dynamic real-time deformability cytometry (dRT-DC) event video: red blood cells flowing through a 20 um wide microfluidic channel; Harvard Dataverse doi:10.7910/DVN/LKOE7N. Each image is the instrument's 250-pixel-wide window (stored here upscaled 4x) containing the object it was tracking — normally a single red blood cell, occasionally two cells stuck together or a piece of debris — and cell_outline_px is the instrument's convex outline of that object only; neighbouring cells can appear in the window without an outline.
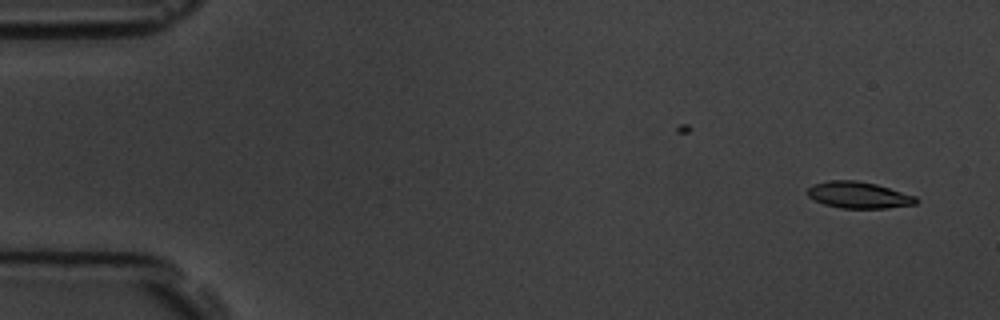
{"species": "common noctule bat (a hibernating species)", "species_latin": "Nyctalus noctula", "temperature_condition": "room temperature", "stored_images_in_passage": 3, "camera_frame_rate_fps": 3000, "um_per_image_px": 0.085, "animal": {"sex": "male", "body_mass_g": 19.5, "forearm_length_mm": 54.6}, "frame": {"image": 1, "passage_image": 3, "time_ms": 2.0, "image_size_px": [1000, 320], "cell_outline_px": [[920, 200], [916, 204], [888, 208], [840, 208], [824, 204], [808, 196], [808, 188], [812, 184], [828, 180], [856, 180], [876, 184], [916, 196]], "centroid_in_image_um": [73.0, 16.57], "position_along_channel_um": 12.0, "area_um2": 16.82}}